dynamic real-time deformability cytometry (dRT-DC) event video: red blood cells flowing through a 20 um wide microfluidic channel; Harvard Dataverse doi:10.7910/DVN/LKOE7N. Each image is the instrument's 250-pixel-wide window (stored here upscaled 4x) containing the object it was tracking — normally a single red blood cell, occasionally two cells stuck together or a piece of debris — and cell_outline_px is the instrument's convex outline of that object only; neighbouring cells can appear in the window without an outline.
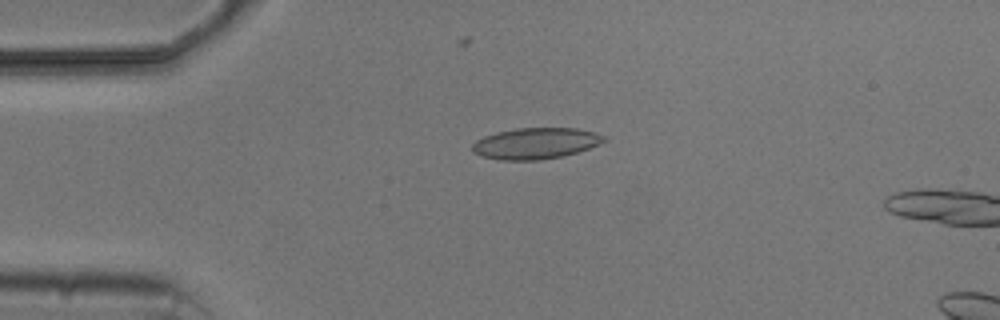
{"species": "common noctule bat (a hibernating species)", "species_latin": "Nyctalus noctula", "temperature_condition": "cold", "stored_images_in_passage": 5, "camera_frame_rate_fps": 3000, "um_per_image_px": 0.085, "animal": {"sex": "male", "body_mass_g": 20.5, "forearm_length_mm": 52.5}, "frame": {"image": 1, "passage_image": 4, "time_ms": 3.667, "image_size_px": [1000, 320], "cell_outline_px": [[608, 140], [600, 144], [576, 152], [560, 156], [540, 160], [500, 160], [480, 156], [472, 152], [472, 144], [476, 140], [484, 136], [496, 132], [516, 128], [576, 128], [592, 132], [604, 136]], "centroid_in_image_um": [45.48, 12.19], "position_along_channel_um": 39.5, "area_um2": 23.87}}